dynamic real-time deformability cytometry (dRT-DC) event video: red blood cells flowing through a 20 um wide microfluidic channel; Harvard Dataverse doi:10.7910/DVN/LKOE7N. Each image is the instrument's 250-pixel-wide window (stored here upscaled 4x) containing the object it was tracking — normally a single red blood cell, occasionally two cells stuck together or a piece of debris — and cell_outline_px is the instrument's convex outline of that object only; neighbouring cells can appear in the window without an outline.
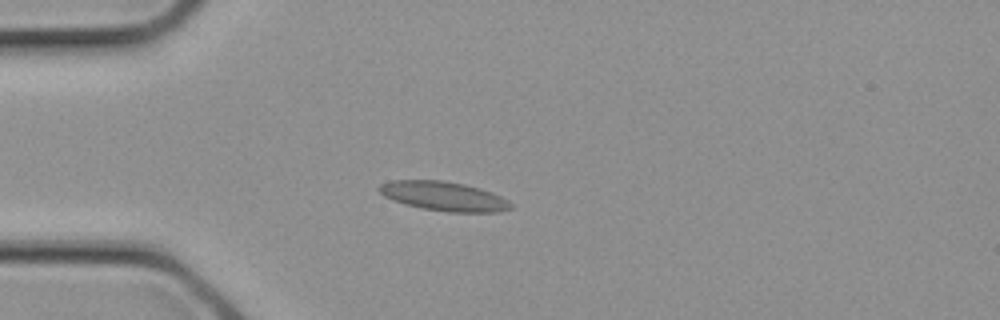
{"species": "common noctule bat (a hibernating species)", "species_latin": "Nyctalus noctula", "temperature_condition": "cold", "stored_images_in_passage": 2, "camera_frame_rate_fps": 3000, "um_per_image_px": 0.085, "animal": {"sex": "female", "body_mass_g": 21.9}, "frame": {"image": 1, "passage_image": 2, "time_ms": 0.333, "image_size_px": [1000, 320], "cell_outline_px": [[512, 208], [496, 212], [448, 212], [424, 208], [404, 204], [392, 200], [384, 196], [376, 188], [380, 184], [392, 180], [444, 180], [464, 184], [480, 188], [492, 192], [508, 200], [512, 204]], "centroid_in_image_um": [37.71, 16.67], "position_along_channel_um": 47.3, "area_um2": 22.48}}